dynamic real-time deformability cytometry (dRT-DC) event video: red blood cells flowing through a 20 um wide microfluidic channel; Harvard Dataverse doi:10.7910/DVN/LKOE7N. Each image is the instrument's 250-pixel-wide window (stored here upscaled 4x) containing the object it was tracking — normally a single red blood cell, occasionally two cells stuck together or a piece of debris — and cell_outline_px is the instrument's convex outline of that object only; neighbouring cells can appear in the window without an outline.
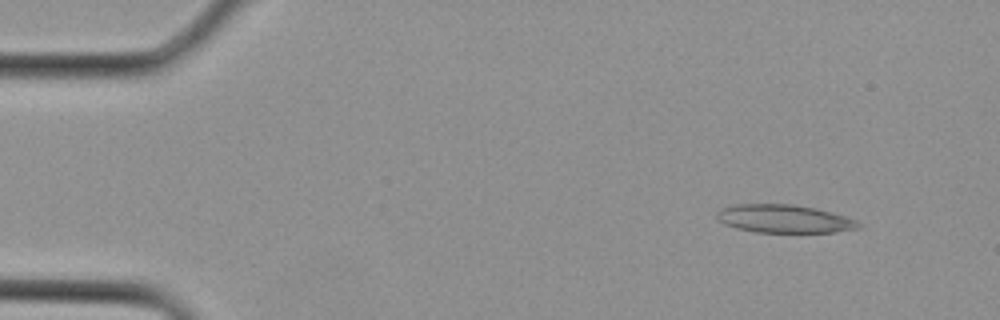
{"species": "Egyptian fruit bat (a non-hibernating species)", "species_latin": "Rousettus aegyptiacus", "temperature_condition": "cold", "stored_images_in_passage": 3, "camera_frame_rate_fps": 3000, "um_per_image_px": 0.085, "animal": {"sex": "female"}, "frame": {"image": 1, "passage_image": 3, "time_ms": 0.667, "image_size_px": [1000, 320], "cell_outline_px": [[860, 228], [832, 232], [756, 232], [736, 228], [724, 224], [716, 216], [716, 212], [720, 208], [736, 204], [792, 204], [816, 208], [832, 212], [856, 220], [860, 224]], "centroid_in_image_um": [66.63, 18.59], "position_along_channel_um": 18.4, "area_um2": 23.18}}